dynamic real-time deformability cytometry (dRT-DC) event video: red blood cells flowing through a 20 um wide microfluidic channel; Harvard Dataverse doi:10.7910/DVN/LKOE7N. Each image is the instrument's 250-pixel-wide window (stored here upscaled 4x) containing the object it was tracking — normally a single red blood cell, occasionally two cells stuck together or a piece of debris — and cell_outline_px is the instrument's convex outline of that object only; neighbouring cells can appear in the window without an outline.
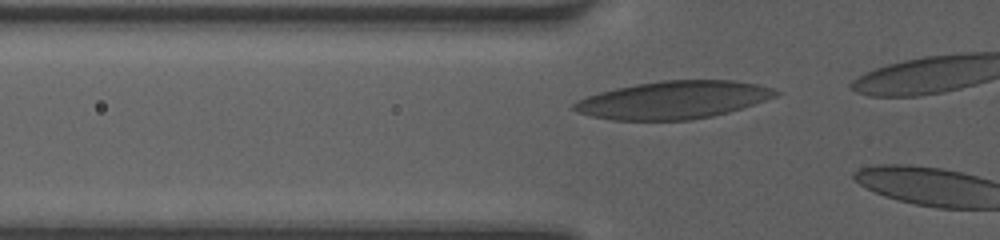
{"species": "human", "species_latin": "Homo sapiens", "temperature_condition": "room temperature", "stored_images_in_passage": 9, "camera_frame_rate_fps": 3000, "um_per_image_px": 0.085, "donor": {"sex": "female"}, "frame": {"image": 1, "passage_image": 7, "time_ms": 2.0, "image_size_px": [1000, 240], "cell_outline_px": [[780, 92], [776, 96], [728, 112], [712, 116], [692, 120], [612, 120], [592, 116], [576, 112], [572, 108], [572, 104], [576, 100], [600, 92], [616, 88], [636, 84], [660, 80], [732, 80], [756, 84], [772, 88]], "centroid_in_image_um": [57.19, 8.49], "position_along_channel_um": 68.6, "area_um2": 44.16}}